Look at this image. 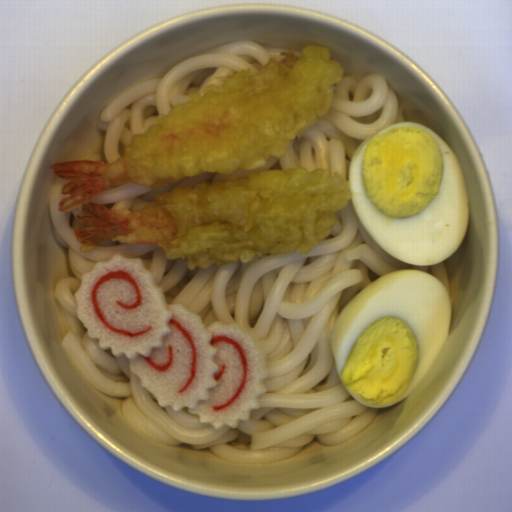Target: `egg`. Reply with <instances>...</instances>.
Masks as SVG:
<instances>
[{"instance_id": "obj_1", "label": "egg", "mask_w": 512, "mask_h": 512, "mask_svg": "<svg viewBox=\"0 0 512 512\" xmlns=\"http://www.w3.org/2000/svg\"><path fill=\"white\" fill-rule=\"evenodd\" d=\"M354 214L376 245L402 263L438 265L465 239L469 203L451 146L421 123L363 140L348 172Z\"/></svg>"}, {"instance_id": "obj_2", "label": "egg", "mask_w": 512, "mask_h": 512, "mask_svg": "<svg viewBox=\"0 0 512 512\" xmlns=\"http://www.w3.org/2000/svg\"><path fill=\"white\" fill-rule=\"evenodd\" d=\"M453 309L439 279L418 269L378 277L345 306L330 345L341 383L367 407L411 394L448 339Z\"/></svg>"}]
</instances>
